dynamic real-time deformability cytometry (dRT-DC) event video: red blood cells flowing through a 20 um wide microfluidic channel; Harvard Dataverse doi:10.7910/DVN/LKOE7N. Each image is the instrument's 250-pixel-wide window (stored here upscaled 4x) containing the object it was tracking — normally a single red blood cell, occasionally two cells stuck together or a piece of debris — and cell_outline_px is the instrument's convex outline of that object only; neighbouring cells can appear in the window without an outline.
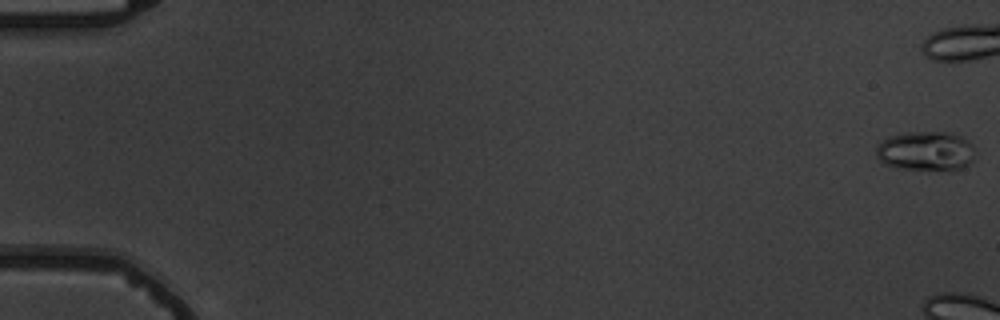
{"species": "common noctule bat (a hibernating species)", "species_latin": "Nyctalus noctula", "temperature_condition": "warm", "stored_images_in_passage": 10, "camera_frame_rate_fps": 3000, "um_per_image_px": 0.085, "animal": {"sex": "male", "body_mass_g": 19.5, "forearm_length_mm": 54.6}, "frame": {"image": 1, "passage_image": 1, "time_ms": 0.0, "image_size_px": [1000, 320], "cell_outline_px": [[976, 152], [972, 160], [968, 164], [952, 172], [944, 172], [904, 168], [884, 164], [876, 156], [876, 148], [880, 140], [888, 136], [908, 132], [952, 132], [968, 140], [972, 144]], "centroid_in_image_um": [78.72, 12.85], "position_along_channel_um": 6.3, "area_um2": 23.35}}
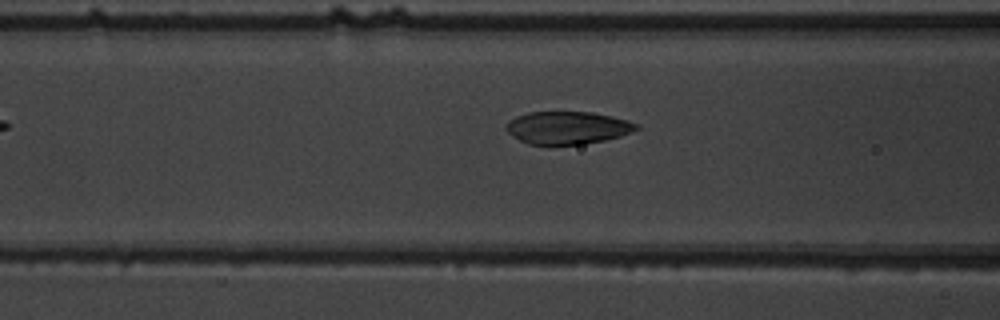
{"frame": {"image": 2, "passage_image": 10, "time_ms": 11.0, "image_size_px": [1000, 320], "cell_outline_px": [[640, 128], [620, 136], [604, 140], [584, 144], [528, 144], [512, 136], [504, 128], [504, 124], [508, 120], [516, 116], [528, 112], [592, 112], [612, 116], [628, 120], [640, 124]], "centroid_in_image_um": [48.22, 10.85], "position_along_channel_um": 118.4, "area_um2": 24.91}}